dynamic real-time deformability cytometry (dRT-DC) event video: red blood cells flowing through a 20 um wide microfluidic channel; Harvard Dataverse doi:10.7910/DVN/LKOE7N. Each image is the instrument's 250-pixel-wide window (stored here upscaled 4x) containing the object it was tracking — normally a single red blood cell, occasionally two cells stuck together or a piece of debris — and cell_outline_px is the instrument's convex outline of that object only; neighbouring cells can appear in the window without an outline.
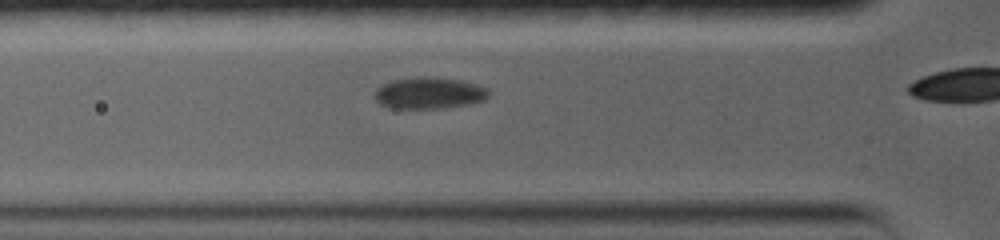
{"species": "common noctule bat (a hibernating species)", "species_latin": "Nyctalus noctula", "temperature_condition": "warm", "stored_images_in_passage": 31, "camera_frame_rate_fps": 5000, "um_per_image_px": 0.085, "animal": {"sex": "female", "body_mass_g": 19.0, "forearm_length_mm": 56.7}, "frame": {"image": 1, "passage_image": 8, "time_ms": 3.0, "image_size_px": [1000, 240], "cell_outline_px": [[488, 96], [484, 100], [468, 104], [440, 108], [392, 108], [380, 104], [372, 96], [376, 88], [392, 80], [416, 76], [424, 76], [460, 80], [476, 84], [488, 88]], "centroid_in_image_um": [36.43, 7.9], "position_along_channel_um": 89.4, "area_um2": 20.98}}
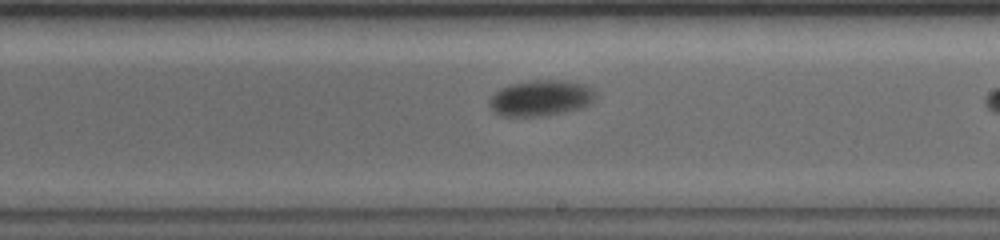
{"frame": {"image": 2, "passage_image": 18, "time_ms": 7.4, "image_size_px": [1000, 240], "cell_outline_px": [[596, 96], [592, 104], [580, 108], [564, 112], [544, 116], [500, 116], [492, 112], [488, 104], [488, 100], [500, 88], [512, 84], [536, 80], [564, 80], [584, 84], [592, 88], [596, 92]], "centroid_in_image_um": [45.97, 8.35], "position_along_channel_um": 243.0, "area_um2": 22.43}}
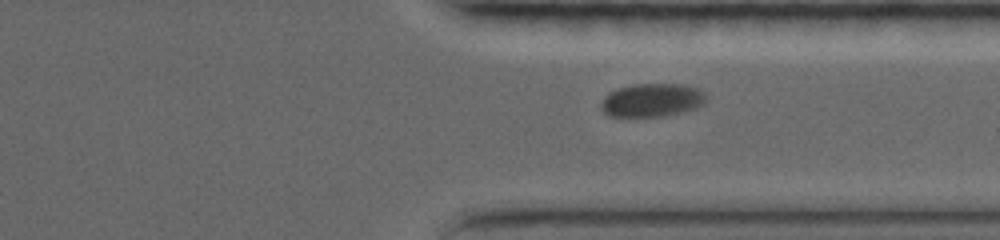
{"frame": {"image": 3, "passage_image": 25, "time_ms": 10.6, "image_size_px": [1000, 240], "cell_outline_px": [[704, 104], [696, 108], [664, 116], [608, 116], [600, 108], [600, 104], [604, 96], [608, 92], [632, 84], [684, 84], [696, 88], [704, 92]], "centroid_in_image_um": [55.38, 8.51], "position_along_channel_um": 356.0, "area_um2": 20.35}, "authors_computed_cell_mechanics": {"area_um2": 20.6924, "velocity_mm_per_s": 3.5059, "shape_relaxation_time_tau1_ms": 1.5677, "shape_relaxation_time_tau2_ms": null, "deformation_change_tau1": 0.0679, "deformation_change_tau2": null}}